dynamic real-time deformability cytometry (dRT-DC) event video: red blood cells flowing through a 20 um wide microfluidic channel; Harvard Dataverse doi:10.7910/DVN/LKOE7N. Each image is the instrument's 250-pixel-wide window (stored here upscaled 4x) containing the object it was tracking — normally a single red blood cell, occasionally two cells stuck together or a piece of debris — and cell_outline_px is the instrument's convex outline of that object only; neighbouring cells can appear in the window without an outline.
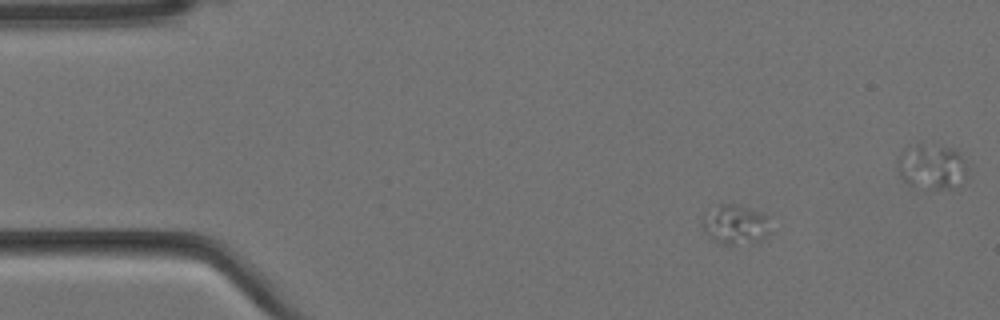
{"species": "Egyptian fruit bat (a non-hibernating species)", "species_latin": "Rousettus aegyptiacus", "temperature_condition": "cold", "stored_images_in_passage": 9, "camera_frame_rate_fps": 3000, "um_per_image_px": 0.085, "animal": {"sex": "female"}, "frame": {"image": 1, "passage_image": 1, "time_ms": 0.0, "image_size_px": [1000, 320], "cell_outline_px": [[768, 232], [760, 240], [752, 244], [732, 248], [720, 244], [712, 240], [704, 232], [700, 224], [700, 220], [704, 216], [720, 204], [736, 204], [768, 216]], "centroid_in_image_um": [62.45, 19.17], "position_along_channel_um": 22.6, "area_um2": 16.01}}
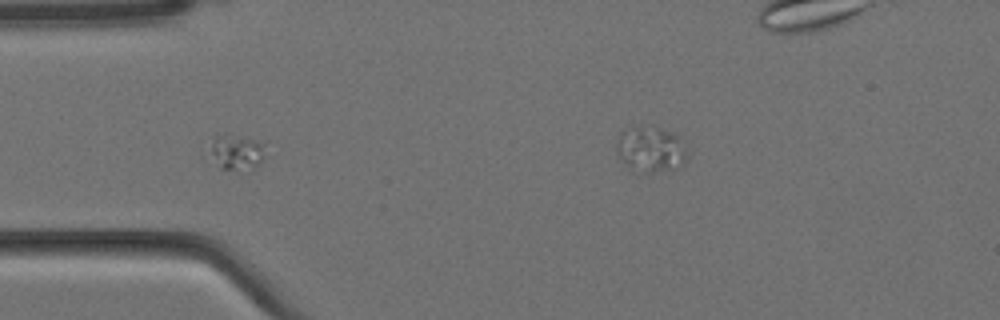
{"frame": {"image": 2, "passage_image": 4, "time_ms": 1.0, "image_size_px": [1000, 320], "cell_outline_px": [[264, 156], [260, 164], [252, 168], [220, 168], [212, 152], [212, 136], [224, 132], [252, 140], [264, 144]], "centroid_in_image_um": [20.11, 12.87], "position_along_channel_um": 64.9, "area_um2": 10.87}}